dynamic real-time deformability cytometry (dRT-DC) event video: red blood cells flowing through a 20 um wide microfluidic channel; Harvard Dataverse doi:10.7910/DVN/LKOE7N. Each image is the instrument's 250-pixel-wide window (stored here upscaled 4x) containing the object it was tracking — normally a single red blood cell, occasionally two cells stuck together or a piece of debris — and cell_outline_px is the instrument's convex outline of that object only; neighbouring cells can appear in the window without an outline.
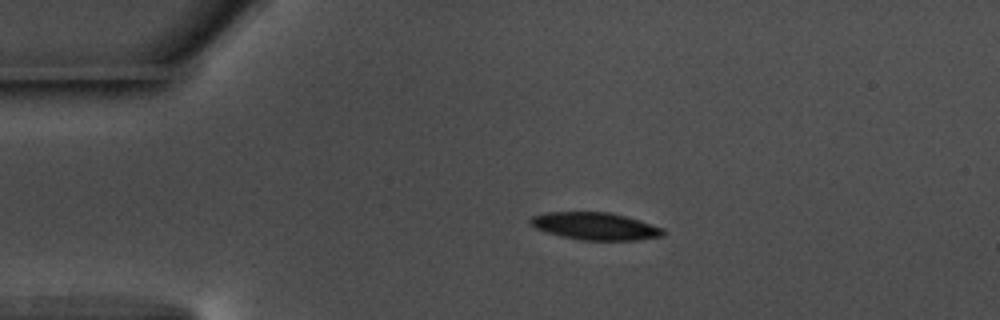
{"species": "common noctule bat (a hibernating species)", "species_latin": "Nyctalus noctula", "temperature_condition": "warm", "stored_images_in_passage": 45, "camera_frame_rate_fps": 3000, "um_per_image_px": 0.085, "animal": {"sex": "male", "body_mass_g": 17.5, "forearm_length_mm": 52.3}, "frame": {"image": 1, "passage_image": 1, "time_ms": 0.0, "image_size_px": [1000, 320], "cell_outline_px": [[668, 232], [664, 236], [636, 240], [580, 240], [548, 232], [536, 228], [528, 224], [528, 220], [532, 216], [544, 212], [608, 212], [624, 216], [664, 228]], "centroid_in_image_um": [50.6, 19.22], "position_along_channel_um": 34.4, "area_um2": 21.15}}
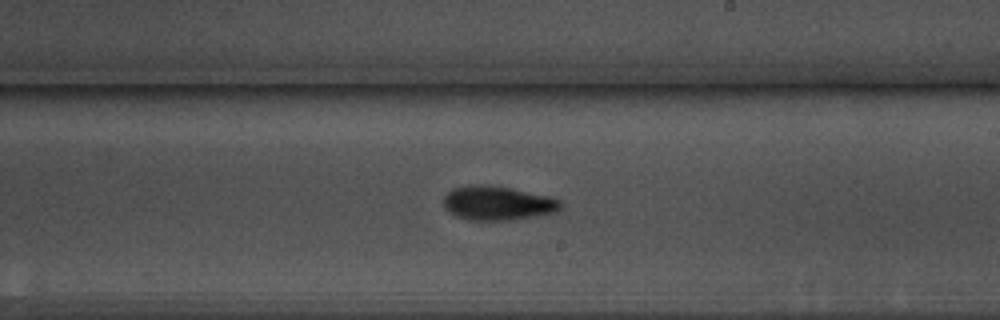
{"frame": {"image": 2, "passage_image": 22, "time_ms": 7.0, "image_size_px": [1000, 320], "cell_outline_px": [[564, 204], [556, 212], [516, 220], [468, 220], [444, 208], [444, 196], [448, 192], [456, 188], [472, 184], [488, 184], [548, 196], [560, 200]], "centroid_in_image_um": [42.33, 17.27], "position_along_channel_um": 246.7, "area_um2": 23.12}}
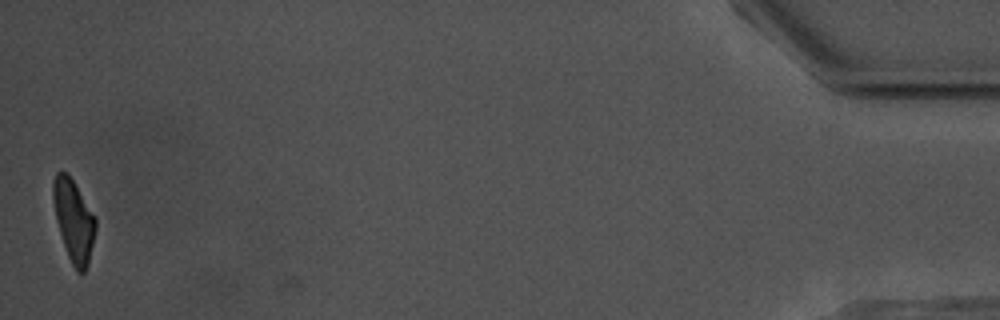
{"frame": {"image": 3, "passage_image": 45, "time_ms": 14.667, "image_size_px": [1000, 320], "cell_outline_px": [[96, 228], [88, 264], [84, 272], [76, 272], [68, 256], [56, 220], [52, 200], [52, 180], [56, 172], [68, 172], [96, 220]], "centroid_in_image_um": [6.23, 18.72], "position_along_channel_um": 429.0, "area_um2": 20.0}, "authors_computed_cell_mechanics": {"area_um2": 21.7328, "velocity_mm_per_s": 3.6299, "shape_relaxation_time_tau1_ms": 2.9821, "shape_relaxation_time_tau2_ms": 7.5311, "deformation_change_tau1": 0.1526, "deformation_change_tau2": 0.1324}}